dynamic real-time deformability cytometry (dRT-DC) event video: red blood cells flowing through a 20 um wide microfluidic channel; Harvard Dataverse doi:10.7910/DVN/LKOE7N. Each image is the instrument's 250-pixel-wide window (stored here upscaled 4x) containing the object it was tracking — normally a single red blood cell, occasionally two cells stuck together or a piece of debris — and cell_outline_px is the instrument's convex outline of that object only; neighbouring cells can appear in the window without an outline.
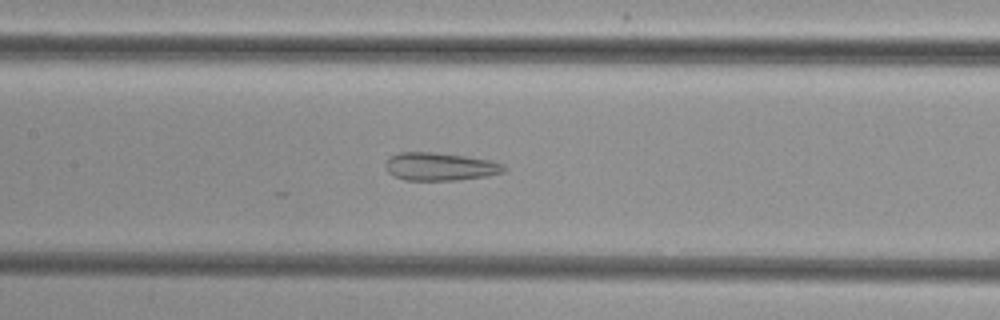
{"species": "common noctule bat (a hibernating species)", "species_latin": "Nyctalus noctula", "temperature_condition": "cold", "stored_images_in_passage": 38, "camera_frame_rate_fps": 3000, "um_per_image_px": 0.085, "animal": {"sex": "female", "body_mass_g": 29.2, "forearm_length_mm": 56.3}, "frame": {"image": 1, "passage_image": 21, "time_ms": 6.667, "image_size_px": [1000, 320], "cell_outline_px": [[508, 168], [504, 172], [488, 176], [456, 180], [404, 180], [388, 172], [384, 168], [384, 164], [388, 156], [400, 152], [432, 152], [464, 156], [492, 160], [504, 164]], "centroid_in_image_um": [37.41, 14.15], "position_along_channel_um": 170.0, "area_um2": 19.54}}
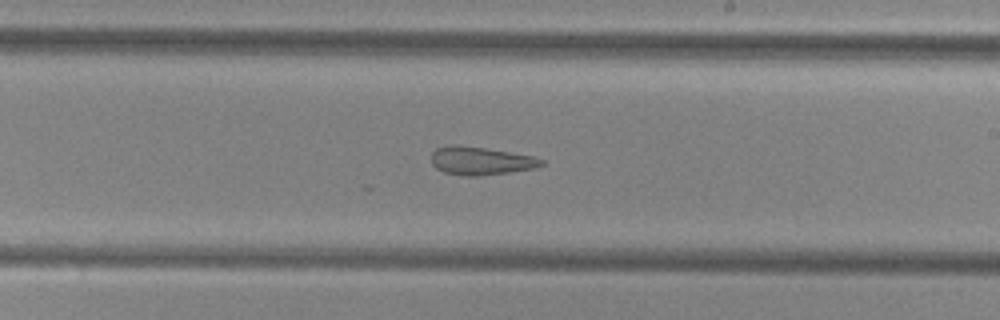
{"frame": {"image": 2, "passage_image": 27, "time_ms": 8.667, "image_size_px": [1000, 320], "cell_outline_px": [[544, 164], [536, 168], [508, 172], [476, 176], [464, 176], [444, 172], [436, 168], [432, 164], [432, 152], [436, 148], [452, 144], [484, 148], [532, 156], [544, 160]], "centroid_in_image_um": [40.84, 13.67], "position_along_channel_um": 248.2, "area_um2": 17.86}}
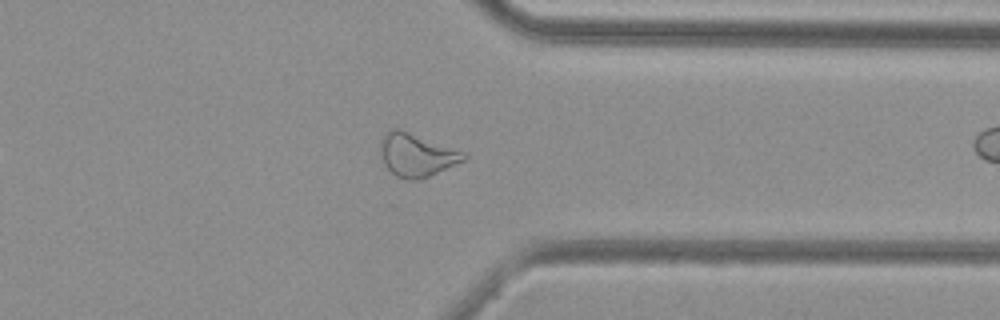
{"frame": {"image": 3, "passage_image": 37, "time_ms": 12.0, "image_size_px": [1000, 320], "cell_outline_px": [[468, 156], [464, 160], [420, 180], [408, 180], [396, 176], [384, 164], [380, 156], [380, 140], [388, 128], [396, 128], [468, 152]], "centroid_in_image_um": [35.4, 13.16], "position_along_channel_um": 376.0, "area_um2": 21.04}}